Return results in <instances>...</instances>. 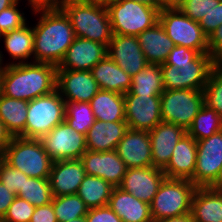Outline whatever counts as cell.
<instances>
[{
	"label": "cell",
	"instance_id": "cell-1",
	"mask_svg": "<svg viewBox=\"0 0 222 222\" xmlns=\"http://www.w3.org/2000/svg\"><path fill=\"white\" fill-rule=\"evenodd\" d=\"M33 12L42 13L39 21L32 28L33 62L52 64L57 67L76 37L70 20L61 8Z\"/></svg>",
	"mask_w": 222,
	"mask_h": 222
},
{
	"label": "cell",
	"instance_id": "cell-2",
	"mask_svg": "<svg viewBox=\"0 0 222 222\" xmlns=\"http://www.w3.org/2000/svg\"><path fill=\"white\" fill-rule=\"evenodd\" d=\"M57 67L47 63H7L3 66L2 95L31 101L56 90Z\"/></svg>",
	"mask_w": 222,
	"mask_h": 222
},
{
	"label": "cell",
	"instance_id": "cell-3",
	"mask_svg": "<svg viewBox=\"0 0 222 222\" xmlns=\"http://www.w3.org/2000/svg\"><path fill=\"white\" fill-rule=\"evenodd\" d=\"M60 8L68 16L76 37L108 46L113 32L106 5L64 0Z\"/></svg>",
	"mask_w": 222,
	"mask_h": 222
},
{
	"label": "cell",
	"instance_id": "cell-4",
	"mask_svg": "<svg viewBox=\"0 0 222 222\" xmlns=\"http://www.w3.org/2000/svg\"><path fill=\"white\" fill-rule=\"evenodd\" d=\"M28 177L49 179L53 160L40 139L12 137L0 157Z\"/></svg>",
	"mask_w": 222,
	"mask_h": 222
},
{
	"label": "cell",
	"instance_id": "cell-5",
	"mask_svg": "<svg viewBox=\"0 0 222 222\" xmlns=\"http://www.w3.org/2000/svg\"><path fill=\"white\" fill-rule=\"evenodd\" d=\"M113 34L138 36L159 22V10L134 0H113L106 5Z\"/></svg>",
	"mask_w": 222,
	"mask_h": 222
},
{
	"label": "cell",
	"instance_id": "cell-6",
	"mask_svg": "<svg viewBox=\"0 0 222 222\" xmlns=\"http://www.w3.org/2000/svg\"><path fill=\"white\" fill-rule=\"evenodd\" d=\"M196 186L188 179L165 178L150 204L153 221L191 212Z\"/></svg>",
	"mask_w": 222,
	"mask_h": 222
},
{
	"label": "cell",
	"instance_id": "cell-7",
	"mask_svg": "<svg viewBox=\"0 0 222 222\" xmlns=\"http://www.w3.org/2000/svg\"><path fill=\"white\" fill-rule=\"evenodd\" d=\"M65 100L55 90L28 104L25 138L40 139L65 120Z\"/></svg>",
	"mask_w": 222,
	"mask_h": 222
},
{
	"label": "cell",
	"instance_id": "cell-8",
	"mask_svg": "<svg viewBox=\"0 0 222 222\" xmlns=\"http://www.w3.org/2000/svg\"><path fill=\"white\" fill-rule=\"evenodd\" d=\"M159 22L176 46H184L198 53H208V37L199 23L183 14L176 6L162 8Z\"/></svg>",
	"mask_w": 222,
	"mask_h": 222
},
{
	"label": "cell",
	"instance_id": "cell-9",
	"mask_svg": "<svg viewBox=\"0 0 222 222\" xmlns=\"http://www.w3.org/2000/svg\"><path fill=\"white\" fill-rule=\"evenodd\" d=\"M216 64L209 53H200L189 64L160 65L164 90H203Z\"/></svg>",
	"mask_w": 222,
	"mask_h": 222
},
{
	"label": "cell",
	"instance_id": "cell-10",
	"mask_svg": "<svg viewBox=\"0 0 222 222\" xmlns=\"http://www.w3.org/2000/svg\"><path fill=\"white\" fill-rule=\"evenodd\" d=\"M163 122L174 123L186 131L204 104L203 90H164L160 95Z\"/></svg>",
	"mask_w": 222,
	"mask_h": 222
},
{
	"label": "cell",
	"instance_id": "cell-11",
	"mask_svg": "<svg viewBox=\"0 0 222 222\" xmlns=\"http://www.w3.org/2000/svg\"><path fill=\"white\" fill-rule=\"evenodd\" d=\"M44 150L53 161L81 159L87 151L86 137L65 121L40 138Z\"/></svg>",
	"mask_w": 222,
	"mask_h": 222
},
{
	"label": "cell",
	"instance_id": "cell-12",
	"mask_svg": "<svg viewBox=\"0 0 222 222\" xmlns=\"http://www.w3.org/2000/svg\"><path fill=\"white\" fill-rule=\"evenodd\" d=\"M196 160L194 185L210 187L217 180L222 167V130L197 141Z\"/></svg>",
	"mask_w": 222,
	"mask_h": 222
},
{
	"label": "cell",
	"instance_id": "cell-13",
	"mask_svg": "<svg viewBox=\"0 0 222 222\" xmlns=\"http://www.w3.org/2000/svg\"><path fill=\"white\" fill-rule=\"evenodd\" d=\"M125 121L128 128L150 131L160 122V95H124Z\"/></svg>",
	"mask_w": 222,
	"mask_h": 222
},
{
	"label": "cell",
	"instance_id": "cell-14",
	"mask_svg": "<svg viewBox=\"0 0 222 222\" xmlns=\"http://www.w3.org/2000/svg\"><path fill=\"white\" fill-rule=\"evenodd\" d=\"M56 90L65 102H90L100 87L90 71L57 70Z\"/></svg>",
	"mask_w": 222,
	"mask_h": 222
},
{
	"label": "cell",
	"instance_id": "cell-15",
	"mask_svg": "<svg viewBox=\"0 0 222 222\" xmlns=\"http://www.w3.org/2000/svg\"><path fill=\"white\" fill-rule=\"evenodd\" d=\"M107 55L131 77L149 64L137 36L113 34Z\"/></svg>",
	"mask_w": 222,
	"mask_h": 222
},
{
	"label": "cell",
	"instance_id": "cell-16",
	"mask_svg": "<svg viewBox=\"0 0 222 222\" xmlns=\"http://www.w3.org/2000/svg\"><path fill=\"white\" fill-rule=\"evenodd\" d=\"M165 178L163 169L157 167L127 168L119 188L151 204Z\"/></svg>",
	"mask_w": 222,
	"mask_h": 222
},
{
	"label": "cell",
	"instance_id": "cell-17",
	"mask_svg": "<svg viewBox=\"0 0 222 222\" xmlns=\"http://www.w3.org/2000/svg\"><path fill=\"white\" fill-rule=\"evenodd\" d=\"M86 175L103 178L113 187H119L127 167L116 150L94 152L87 150L81 157Z\"/></svg>",
	"mask_w": 222,
	"mask_h": 222
},
{
	"label": "cell",
	"instance_id": "cell-18",
	"mask_svg": "<svg viewBox=\"0 0 222 222\" xmlns=\"http://www.w3.org/2000/svg\"><path fill=\"white\" fill-rule=\"evenodd\" d=\"M107 56V45L75 37L57 70L90 71L98 62Z\"/></svg>",
	"mask_w": 222,
	"mask_h": 222
},
{
	"label": "cell",
	"instance_id": "cell-19",
	"mask_svg": "<svg viewBox=\"0 0 222 222\" xmlns=\"http://www.w3.org/2000/svg\"><path fill=\"white\" fill-rule=\"evenodd\" d=\"M115 150L127 168L152 166V149L148 131L128 128Z\"/></svg>",
	"mask_w": 222,
	"mask_h": 222
},
{
	"label": "cell",
	"instance_id": "cell-20",
	"mask_svg": "<svg viewBox=\"0 0 222 222\" xmlns=\"http://www.w3.org/2000/svg\"><path fill=\"white\" fill-rule=\"evenodd\" d=\"M148 133L152 149V166L164 169L172 157L176 144L187 131L179 125L162 121Z\"/></svg>",
	"mask_w": 222,
	"mask_h": 222
},
{
	"label": "cell",
	"instance_id": "cell-21",
	"mask_svg": "<svg viewBox=\"0 0 222 222\" xmlns=\"http://www.w3.org/2000/svg\"><path fill=\"white\" fill-rule=\"evenodd\" d=\"M85 176L81 159L54 161L49 176L53 197L77 194Z\"/></svg>",
	"mask_w": 222,
	"mask_h": 222
},
{
	"label": "cell",
	"instance_id": "cell-22",
	"mask_svg": "<svg viewBox=\"0 0 222 222\" xmlns=\"http://www.w3.org/2000/svg\"><path fill=\"white\" fill-rule=\"evenodd\" d=\"M197 159V141L187 133L176 144L172 157L163 169L166 178L188 179L194 184Z\"/></svg>",
	"mask_w": 222,
	"mask_h": 222
},
{
	"label": "cell",
	"instance_id": "cell-23",
	"mask_svg": "<svg viewBox=\"0 0 222 222\" xmlns=\"http://www.w3.org/2000/svg\"><path fill=\"white\" fill-rule=\"evenodd\" d=\"M108 206L123 222H153L150 204L119 187H113Z\"/></svg>",
	"mask_w": 222,
	"mask_h": 222
},
{
	"label": "cell",
	"instance_id": "cell-24",
	"mask_svg": "<svg viewBox=\"0 0 222 222\" xmlns=\"http://www.w3.org/2000/svg\"><path fill=\"white\" fill-rule=\"evenodd\" d=\"M127 130L126 121L105 122L95 120L85 135L87 150L94 152L115 150Z\"/></svg>",
	"mask_w": 222,
	"mask_h": 222
},
{
	"label": "cell",
	"instance_id": "cell-25",
	"mask_svg": "<svg viewBox=\"0 0 222 222\" xmlns=\"http://www.w3.org/2000/svg\"><path fill=\"white\" fill-rule=\"evenodd\" d=\"M100 90L125 94L130 91L132 77L121 69L108 55L91 70Z\"/></svg>",
	"mask_w": 222,
	"mask_h": 222
},
{
	"label": "cell",
	"instance_id": "cell-26",
	"mask_svg": "<svg viewBox=\"0 0 222 222\" xmlns=\"http://www.w3.org/2000/svg\"><path fill=\"white\" fill-rule=\"evenodd\" d=\"M195 222H222V191L197 187L191 202Z\"/></svg>",
	"mask_w": 222,
	"mask_h": 222
},
{
	"label": "cell",
	"instance_id": "cell-27",
	"mask_svg": "<svg viewBox=\"0 0 222 222\" xmlns=\"http://www.w3.org/2000/svg\"><path fill=\"white\" fill-rule=\"evenodd\" d=\"M137 37L148 63H165L169 52L175 46L174 42L167 36L160 22L144 30Z\"/></svg>",
	"mask_w": 222,
	"mask_h": 222
},
{
	"label": "cell",
	"instance_id": "cell-28",
	"mask_svg": "<svg viewBox=\"0 0 222 222\" xmlns=\"http://www.w3.org/2000/svg\"><path fill=\"white\" fill-rule=\"evenodd\" d=\"M89 103L96 120L105 122L125 121L123 94L99 90Z\"/></svg>",
	"mask_w": 222,
	"mask_h": 222
},
{
	"label": "cell",
	"instance_id": "cell-29",
	"mask_svg": "<svg viewBox=\"0 0 222 222\" xmlns=\"http://www.w3.org/2000/svg\"><path fill=\"white\" fill-rule=\"evenodd\" d=\"M28 104L26 100L0 97V120L12 137L25 138Z\"/></svg>",
	"mask_w": 222,
	"mask_h": 222
},
{
	"label": "cell",
	"instance_id": "cell-30",
	"mask_svg": "<svg viewBox=\"0 0 222 222\" xmlns=\"http://www.w3.org/2000/svg\"><path fill=\"white\" fill-rule=\"evenodd\" d=\"M2 37L5 49L13 60L20 59L17 63H28L26 60L33 55V29L26 23L21 28L4 33Z\"/></svg>",
	"mask_w": 222,
	"mask_h": 222
},
{
	"label": "cell",
	"instance_id": "cell-31",
	"mask_svg": "<svg viewBox=\"0 0 222 222\" xmlns=\"http://www.w3.org/2000/svg\"><path fill=\"white\" fill-rule=\"evenodd\" d=\"M163 92L160 64L149 63L132 77L130 91L124 95H161Z\"/></svg>",
	"mask_w": 222,
	"mask_h": 222
},
{
	"label": "cell",
	"instance_id": "cell-32",
	"mask_svg": "<svg viewBox=\"0 0 222 222\" xmlns=\"http://www.w3.org/2000/svg\"><path fill=\"white\" fill-rule=\"evenodd\" d=\"M113 186L103 178L86 175L79 186L77 195L89 209L107 206Z\"/></svg>",
	"mask_w": 222,
	"mask_h": 222
},
{
	"label": "cell",
	"instance_id": "cell-33",
	"mask_svg": "<svg viewBox=\"0 0 222 222\" xmlns=\"http://www.w3.org/2000/svg\"><path fill=\"white\" fill-rule=\"evenodd\" d=\"M221 130L222 117L214 109L203 104L191 126L187 129V134L199 141L209 138Z\"/></svg>",
	"mask_w": 222,
	"mask_h": 222
},
{
	"label": "cell",
	"instance_id": "cell-34",
	"mask_svg": "<svg viewBox=\"0 0 222 222\" xmlns=\"http://www.w3.org/2000/svg\"><path fill=\"white\" fill-rule=\"evenodd\" d=\"M65 122L79 133L86 135L95 122L89 102H65Z\"/></svg>",
	"mask_w": 222,
	"mask_h": 222
},
{
	"label": "cell",
	"instance_id": "cell-35",
	"mask_svg": "<svg viewBox=\"0 0 222 222\" xmlns=\"http://www.w3.org/2000/svg\"><path fill=\"white\" fill-rule=\"evenodd\" d=\"M16 196L28 201L34 207L44 206L52 202L53 195L49 179L28 177L23 189Z\"/></svg>",
	"mask_w": 222,
	"mask_h": 222
},
{
	"label": "cell",
	"instance_id": "cell-36",
	"mask_svg": "<svg viewBox=\"0 0 222 222\" xmlns=\"http://www.w3.org/2000/svg\"><path fill=\"white\" fill-rule=\"evenodd\" d=\"M52 205L58 222L75 220L86 216L89 208L77 194L53 197Z\"/></svg>",
	"mask_w": 222,
	"mask_h": 222
},
{
	"label": "cell",
	"instance_id": "cell-37",
	"mask_svg": "<svg viewBox=\"0 0 222 222\" xmlns=\"http://www.w3.org/2000/svg\"><path fill=\"white\" fill-rule=\"evenodd\" d=\"M204 104L222 117V63H217L203 88Z\"/></svg>",
	"mask_w": 222,
	"mask_h": 222
},
{
	"label": "cell",
	"instance_id": "cell-38",
	"mask_svg": "<svg viewBox=\"0 0 222 222\" xmlns=\"http://www.w3.org/2000/svg\"><path fill=\"white\" fill-rule=\"evenodd\" d=\"M27 178V175L9 166L0 158V181L9 191L16 195L20 189H23Z\"/></svg>",
	"mask_w": 222,
	"mask_h": 222
},
{
	"label": "cell",
	"instance_id": "cell-39",
	"mask_svg": "<svg viewBox=\"0 0 222 222\" xmlns=\"http://www.w3.org/2000/svg\"><path fill=\"white\" fill-rule=\"evenodd\" d=\"M35 207L28 201L16 196L2 218V222H30Z\"/></svg>",
	"mask_w": 222,
	"mask_h": 222
},
{
	"label": "cell",
	"instance_id": "cell-40",
	"mask_svg": "<svg viewBox=\"0 0 222 222\" xmlns=\"http://www.w3.org/2000/svg\"><path fill=\"white\" fill-rule=\"evenodd\" d=\"M18 1L20 0L0 12V31L3 34L21 28L26 24L24 13L17 9L18 3H20Z\"/></svg>",
	"mask_w": 222,
	"mask_h": 222
},
{
	"label": "cell",
	"instance_id": "cell-41",
	"mask_svg": "<svg viewBox=\"0 0 222 222\" xmlns=\"http://www.w3.org/2000/svg\"><path fill=\"white\" fill-rule=\"evenodd\" d=\"M214 4V0H182L176 7L186 16L200 22L209 13Z\"/></svg>",
	"mask_w": 222,
	"mask_h": 222
},
{
	"label": "cell",
	"instance_id": "cell-42",
	"mask_svg": "<svg viewBox=\"0 0 222 222\" xmlns=\"http://www.w3.org/2000/svg\"><path fill=\"white\" fill-rule=\"evenodd\" d=\"M222 24V0H214L212 9L199 22L202 31L209 37Z\"/></svg>",
	"mask_w": 222,
	"mask_h": 222
},
{
	"label": "cell",
	"instance_id": "cell-43",
	"mask_svg": "<svg viewBox=\"0 0 222 222\" xmlns=\"http://www.w3.org/2000/svg\"><path fill=\"white\" fill-rule=\"evenodd\" d=\"M200 53L196 50L184 47L174 46L169 52V56L165 63L160 65H184L189 64L194 60Z\"/></svg>",
	"mask_w": 222,
	"mask_h": 222
},
{
	"label": "cell",
	"instance_id": "cell-44",
	"mask_svg": "<svg viewBox=\"0 0 222 222\" xmlns=\"http://www.w3.org/2000/svg\"><path fill=\"white\" fill-rule=\"evenodd\" d=\"M85 217L87 222H123L108 205L89 209Z\"/></svg>",
	"mask_w": 222,
	"mask_h": 222
},
{
	"label": "cell",
	"instance_id": "cell-45",
	"mask_svg": "<svg viewBox=\"0 0 222 222\" xmlns=\"http://www.w3.org/2000/svg\"><path fill=\"white\" fill-rule=\"evenodd\" d=\"M208 53L217 63H222V24L208 37Z\"/></svg>",
	"mask_w": 222,
	"mask_h": 222
},
{
	"label": "cell",
	"instance_id": "cell-46",
	"mask_svg": "<svg viewBox=\"0 0 222 222\" xmlns=\"http://www.w3.org/2000/svg\"><path fill=\"white\" fill-rule=\"evenodd\" d=\"M30 222H58L52 202L44 206L35 207Z\"/></svg>",
	"mask_w": 222,
	"mask_h": 222
},
{
	"label": "cell",
	"instance_id": "cell-47",
	"mask_svg": "<svg viewBox=\"0 0 222 222\" xmlns=\"http://www.w3.org/2000/svg\"><path fill=\"white\" fill-rule=\"evenodd\" d=\"M16 195L9 191L0 181V217L3 218Z\"/></svg>",
	"mask_w": 222,
	"mask_h": 222
},
{
	"label": "cell",
	"instance_id": "cell-48",
	"mask_svg": "<svg viewBox=\"0 0 222 222\" xmlns=\"http://www.w3.org/2000/svg\"><path fill=\"white\" fill-rule=\"evenodd\" d=\"M32 11L60 8L64 0H28Z\"/></svg>",
	"mask_w": 222,
	"mask_h": 222
},
{
	"label": "cell",
	"instance_id": "cell-49",
	"mask_svg": "<svg viewBox=\"0 0 222 222\" xmlns=\"http://www.w3.org/2000/svg\"><path fill=\"white\" fill-rule=\"evenodd\" d=\"M12 136L7 132L3 122L0 120V156L10 143Z\"/></svg>",
	"mask_w": 222,
	"mask_h": 222
},
{
	"label": "cell",
	"instance_id": "cell-50",
	"mask_svg": "<svg viewBox=\"0 0 222 222\" xmlns=\"http://www.w3.org/2000/svg\"><path fill=\"white\" fill-rule=\"evenodd\" d=\"M153 222H195V221L193 220L191 212H189L181 216L164 218Z\"/></svg>",
	"mask_w": 222,
	"mask_h": 222
},
{
	"label": "cell",
	"instance_id": "cell-51",
	"mask_svg": "<svg viewBox=\"0 0 222 222\" xmlns=\"http://www.w3.org/2000/svg\"><path fill=\"white\" fill-rule=\"evenodd\" d=\"M134 1L145 4V5L150 6V7H154L156 9H158L159 11L162 8L166 7L165 0H134Z\"/></svg>",
	"mask_w": 222,
	"mask_h": 222
},
{
	"label": "cell",
	"instance_id": "cell-52",
	"mask_svg": "<svg viewBox=\"0 0 222 222\" xmlns=\"http://www.w3.org/2000/svg\"><path fill=\"white\" fill-rule=\"evenodd\" d=\"M210 187L212 189L222 191V167L217 180Z\"/></svg>",
	"mask_w": 222,
	"mask_h": 222
},
{
	"label": "cell",
	"instance_id": "cell-53",
	"mask_svg": "<svg viewBox=\"0 0 222 222\" xmlns=\"http://www.w3.org/2000/svg\"><path fill=\"white\" fill-rule=\"evenodd\" d=\"M17 0H0V12L9 7L12 6Z\"/></svg>",
	"mask_w": 222,
	"mask_h": 222
},
{
	"label": "cell",
	"instance_id": "cell-54",
	"mask_svg": "<svg viewBox=\"0 0 222 222\" xmlns=\"http://www.w3.org/2000/svg\"><path fill=\"white\" fill-rule=\"evenodd\" d=\"M83 1L90 2V3H96V4L107 5L110 2H112L113 0H83Z\"/></svg>",
	"mask_w": 222,
	"mask_h": 222
},
{
	"label": "cell",
	"instance_id": "cell-55",
	"mask_svg": "<svg viewBox=\"0 0 222 222\" xmlns=\"http://www.w3.org/2000/svg\"><path fill=\"white\" fill-rule=\"evenodd\" d=\"M182 0H165L166 6H176L178 5Z\"/></svg>",
	"mask_w": 222,
	"mask_h": 222
},
{
	"label": "cell",
	"instance_id": "cell-56",
	"mask_svg": "<svg viewBox=\"0 0 222 222\" xmlns=\"http://www.w3.org/2000/svg\"><path fill=\"white\" fill-rule=\"evenodd\" d=\"M2 85H3V68L0 70V97L2 95Z\"/></svg>",
	"mask_w": 222,
	"mask_h": 222
},
{
	"label": "cell",
	"instance_id": "cell-57",
	"mask_svg": "<svg viewBox=\"0 0 222 222\" xmlns=\"http://www.w3.org/2000/svg\"><path fill=\"white\" fill-rule=\"evenodd\" d=\"M66 222H87V220H86L85 216H82V217L77 218L75 220H69V221H66Z\"/></svg>",
	"mask_w": 222,
	"mask_h": 222
},
{
	"label": "cell",
	"instance_id": "cell-58",
	"mask_svg": "<svg viewBox=\"0 0 222 222\" xmlns=\"http://www.w3.org/2000/svg\"><path fill=\"white\" fill-rule=\"evenodd\" d=\"M2 58H4V57H3V55H2V52L0 51V70L3 68V66H2V65H3V64H2V63H3V62H2L3 59H2Z\"/></svg>",
	"mask_w": 222,
	"mask_h": 222
}]
</instances>
